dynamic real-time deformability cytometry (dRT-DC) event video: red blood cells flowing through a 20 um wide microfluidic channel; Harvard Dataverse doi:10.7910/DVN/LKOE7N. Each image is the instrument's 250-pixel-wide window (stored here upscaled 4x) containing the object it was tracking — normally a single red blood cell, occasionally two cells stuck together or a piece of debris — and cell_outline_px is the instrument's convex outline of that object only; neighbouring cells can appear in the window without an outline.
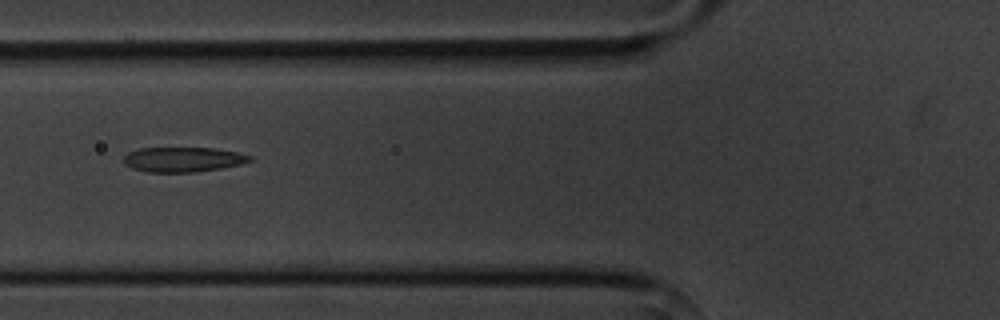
{"species": "common noctule bat (a hibernating species)", "species_latin": "Nyctalus noctula", "temperature_condition": "cold", "stored_images_in_passage": 6, "camera_frame_rate_fps": 3000, "um_per_image_px": 0.085, "animal": {"sex": "male", "body_mass_g": 20.1, "forearm_length_mm": 53.5}, "frame": {"image": 1, "passage_image": 4, "time_ms": 3.667, "image_size_px": [1000, 320], "cell_outline_px": [[252, 160], [240, 164], [220, 168], [196, 172], [148, 172], [132, 168], [124, 164], [124, 156], [128, 152], [140, 148], [212, 148], [236, 152], [252, 156]], "centroid_in_image_um": [15.53, 13.55], "position_along_channel_um": 110.3, "area_um2": 18.15}}
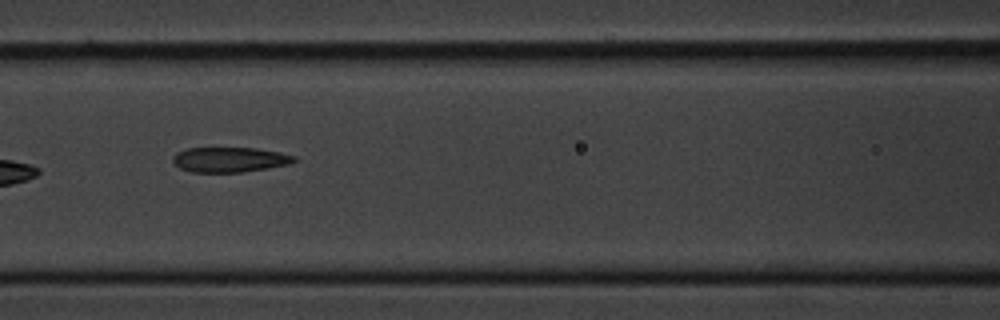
{"frame": {"image": 2, "passage_image": 5, "time_ms": 4.667, "image_size_px": [1000, 320], "cell_outline_px": [[296, 160], [292, 164], [244, 172], [192, 172], [180, 168], [172, 160], [172, 156], [176, 152], [188, 148], [256, 148], [280, 152], [296, 156]], "centroid_in_image_um": [19.55, 13.57], "position_along_channel_um": 147.1, "area_um2": 17.8}}
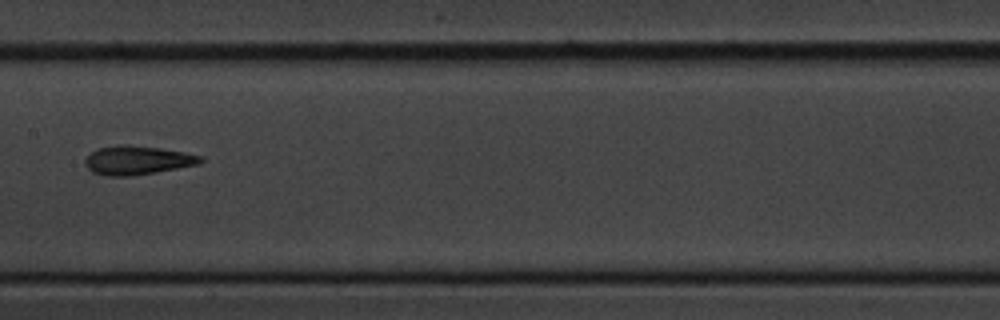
{"frame": {"image": 3, "passage_image": 6, "time_ms": 6.0, "image_size_px": [1000, 320], "cell_outline_px": [[204, 160], [200, 164], [132, 176], [108, 176], [92, 172], [84, 164], [84, 160], [96, 148], [116, 144], [124, 144], [160, 148], [184, 152], [204, 156]], "centroid_in_image_um": [11.67, 13.61], "position_along_channel_um": 195.7, "area_um2": 19.54}}